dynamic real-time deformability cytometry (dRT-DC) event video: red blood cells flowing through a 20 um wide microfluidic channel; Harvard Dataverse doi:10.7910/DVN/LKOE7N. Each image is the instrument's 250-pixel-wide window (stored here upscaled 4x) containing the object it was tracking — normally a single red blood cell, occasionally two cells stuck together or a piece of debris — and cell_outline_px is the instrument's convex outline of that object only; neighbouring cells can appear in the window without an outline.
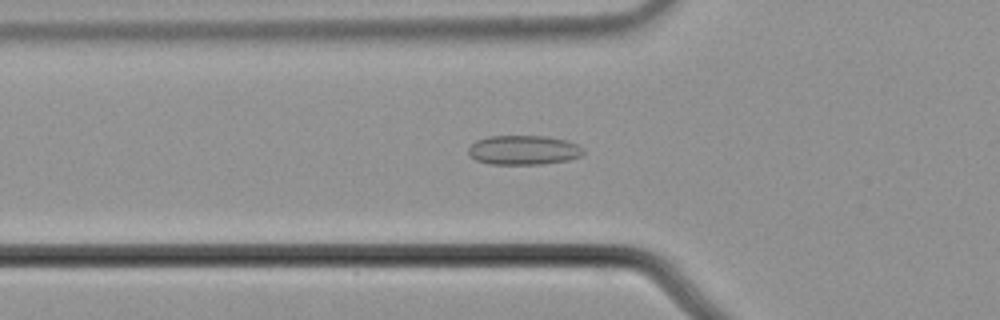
{"species": "common noctule bat (a hibernating species)", "species_latin": "Nyctalus noctula", "temperature_condition": "cold", "stored_images_in_passage": 40, "camera_frame_rate_fps": 3000, "um_per_image_px": 0.085, "animal": {"sex": "male", "body_mass_g": 21.5, "forearm_length_mm": 52.0}, "frame": {"image": 1, "passage_image": 4, "time_ms": 1.0, "image_size_px": [1000, 320], "cell_outline_px": [[584, 152], [580, 156], [568, 160], [540, 164], [488, 164], [476, 160], [468, 152], [468, 148], [476, 140], [488, 136], [548, 136], [564, 140], [576, 144], [584, 148]], "centroid_in_image_um": [44.49, 12.75], "position_along_channel_um": 81.3, "area_um2": 19.65}}
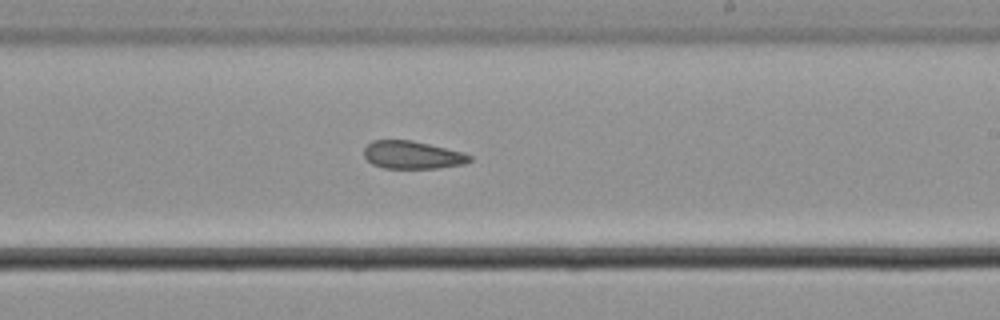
{"frame": {"image": 2, "passage_image": 18, "time_ms": 5.667, "image_size_px": [1000, 320], "cell_outline_px": [[472, 160], [464, 164], [440, 168], [384, 168], [372, 164], [364, 156], [364, 148], [372, 140], [412, 140], [464, 152], [472, 156]], "centroid_in_image_um": [35.07, 13.17], "position_along_channel_um": 253.9, "area_um2": 17.22}}
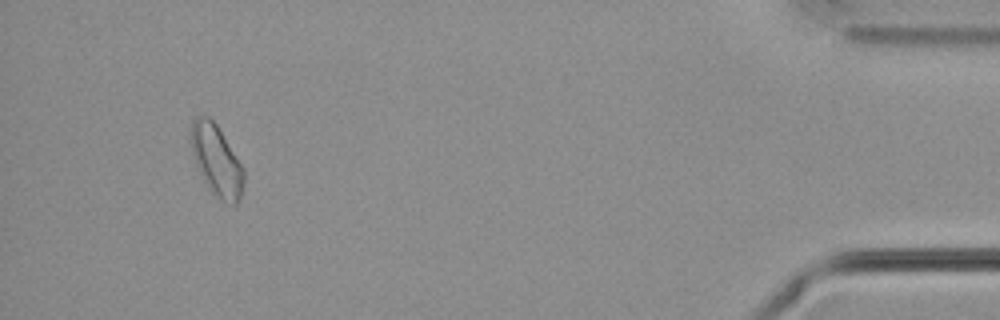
{"frame": {"image": 3, "passage_image": 37, "time_ms": 12.0, "image_size_px": [1000, 320], "cell_outline_px": [[244, 184], [240, 196], [236, 204], [232, 204], [220, 200], [208, 188], [200, 176], [188, 140], [188, 132], [192, 120], [196, 116], [208, 116], [216, 124], [244, 168]], "centroid_in_image_um": [18.35, 13.61], "position_along_channel_um": 416.8, "area_um2": 22.14}, "authors_computed_cell_mechanics": {"area_um2": 18.207, "velocity_mm_per_s": 3.7113, "shape_relaxation_time_tau1_ms": null, "shape_relaxation_time_tau2_ms": 9.2749, "deformation_change_tau1": null, "deformation_change_tau2": 0.1462}}